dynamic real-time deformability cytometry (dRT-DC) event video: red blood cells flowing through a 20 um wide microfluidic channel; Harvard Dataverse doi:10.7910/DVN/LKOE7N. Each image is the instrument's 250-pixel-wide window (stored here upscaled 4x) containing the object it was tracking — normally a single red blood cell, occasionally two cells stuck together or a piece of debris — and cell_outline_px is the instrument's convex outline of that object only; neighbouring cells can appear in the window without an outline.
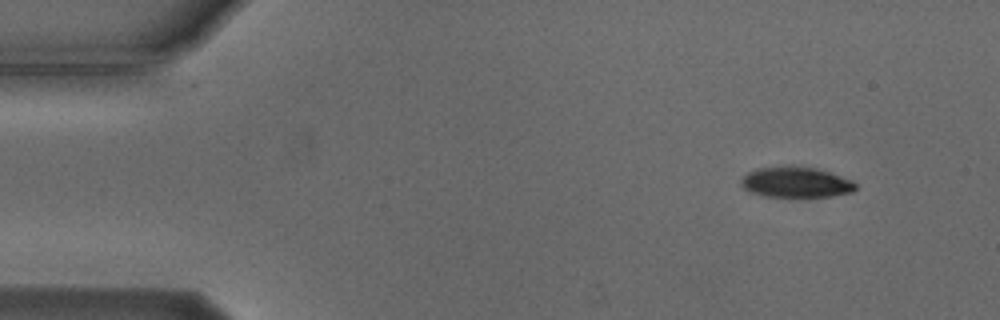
{"species": "Egyptian fruit bat (a non-hibernating species)", "species_latin": "Rousettus aegyptiacus", "temperature_condition": "cold", "stored_images_in_passage": 3, "camera_frame_rate_fps": 3000, "um_per_image_px": 0.085, "animal": {"sex": "male"}, "frame": {"image": 1, "passage_image": 1, "time_ms": 0.0, "image_size_px": [1000, 320], "cell_outline_px": [[856, 188], [852, 192], [832, 196], [764, 196], [748, 192], [740, 184], [740, 180], [748, 172], [756, 168], [816, 168], [852, 180], [856, 184]], "centroid_in_image_um": [67.64, 15.52], "position_along_channel_um": 17.4, "area_um2": 19.77}}
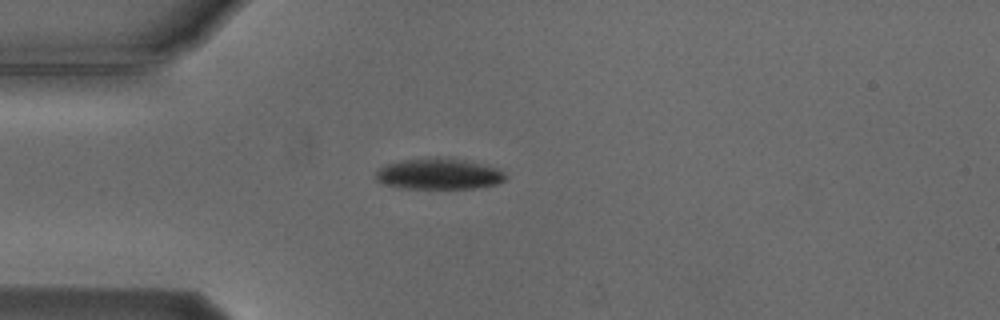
{"frame": {"image": 2, "passage_image": 3, "time_ms": 3.0, "image_size_px": [1000, 320], "cell_outline_px": [[508, 176], [504, 180], [496, 184], [476, 188], [400, 188], [380, 184], [376, 180], [376, 172], [380, 168], [388, 164], [404, 160], [436, 156], [448, 156], [500, 168]], "centroid_in_image_um": [37.32, 14.77], "position_along_channel_um": 47.7, "area_um2": 23.81}}